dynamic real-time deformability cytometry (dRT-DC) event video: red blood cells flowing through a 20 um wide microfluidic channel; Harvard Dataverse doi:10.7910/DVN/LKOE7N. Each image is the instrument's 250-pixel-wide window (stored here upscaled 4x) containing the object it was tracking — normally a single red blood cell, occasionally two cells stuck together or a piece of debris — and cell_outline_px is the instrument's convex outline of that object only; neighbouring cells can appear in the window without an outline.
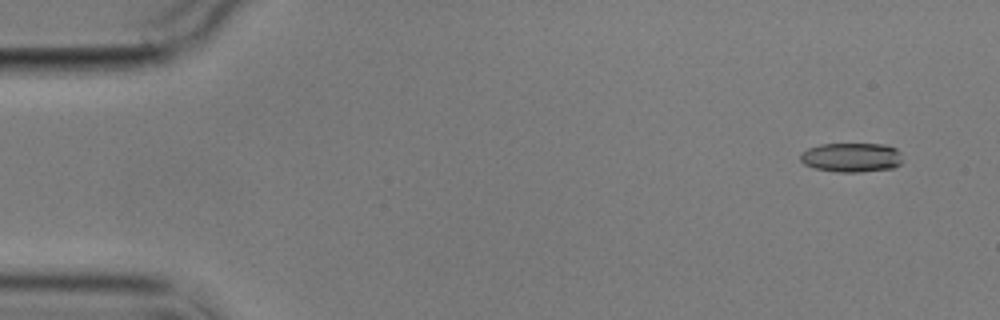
{"species": "common noctule bat (a hibernating species)", "species_latin": "Nyctalus noctula", "temperature_condition": "cold", "stored_images_in_passage": 4, "camera_frame_rate_fps": 3000, "um_per_image_px": 0.085, "animal": {"sex": "male", "body_mass_g": 17.9}, "frame": {"image": 1, "passage_image": 1, "time_ms": 0.0, "image_size_px": [1000, 320], "cell_outline_px": [[900, 164], [892, 168], [860, 172], [836, 172], [812, 168], [804, 164], [800, 160], [800, 152], [808, 148], [820, 144], [884, 144], [896, 148], [900, 152]], "centroid_in_image_um": [72.32, 13.38], "position_along_channel_um": 12.7, "area_um2": 17.57}}
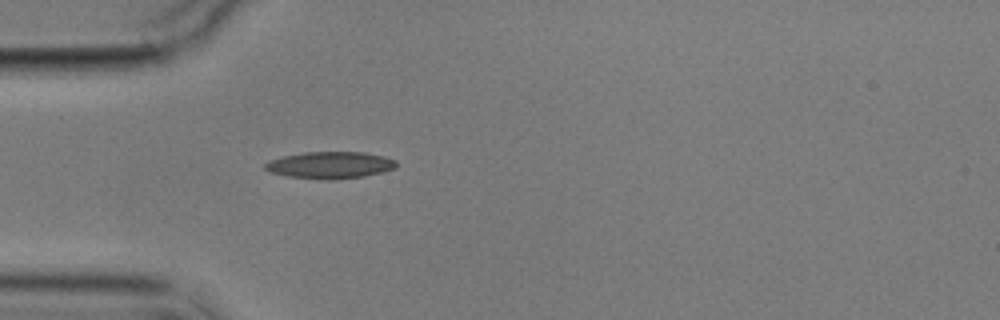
{"frame": {"image": 2, "passage_image": 4, "time_ms": 4.333, "image_size_px": [1000, 320], "cell_outline_px": [[396, 168], [384, 172], [364, 176], [332, 180], [320, 180], [288, 176], [268, 172], [264, 168], [264, 164], [268, 160], [284, 156], [304, 152], [364, 152], [384, 156], [396, 160]], "centroid_in_image_um": [28.05, 14.04], "position_along_channel_um": 57.0, "area_um2": 20.81}}